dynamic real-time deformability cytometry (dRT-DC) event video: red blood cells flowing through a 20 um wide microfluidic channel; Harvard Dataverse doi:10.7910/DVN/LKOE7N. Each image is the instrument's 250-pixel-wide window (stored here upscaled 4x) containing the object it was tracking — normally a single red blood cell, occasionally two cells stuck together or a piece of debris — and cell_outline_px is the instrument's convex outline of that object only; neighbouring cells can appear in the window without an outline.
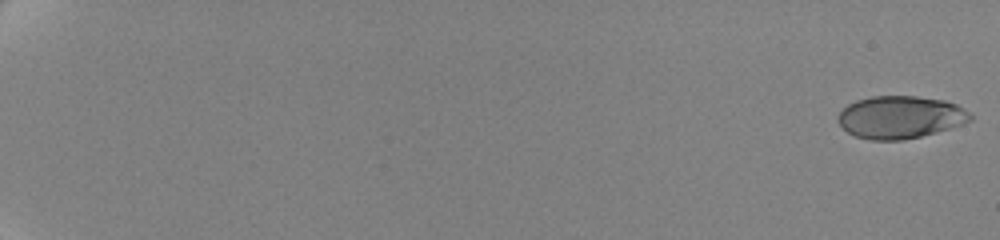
{"species": "human", "species_latin": "Homo sapiens", "temperature_condition": "cold", "stored_images_in_passage": 37, "camera_frame_rate_fps": 3000, "um_per_image_px": 0.085, "donor": {"sex": "female"}, "frame": {"image": 1, "passage_image": 1, "time_ms": 0.0, "image_size_px": [1000, 240], "cell_outline_px": [[972, 120], [948, 128], [920, 136], [900, 140], [868, 140], [856, 136], [848, 132], [836, 120], [836, 116], [848, 104], [856, 100], [872, 96], [916, 96], [944, 100], [956, 104], [964, 108], [972, 116]], "centroid_in_image_um": [76.49, 9.95], "position_along_channel_um": 8.5, "area_um2": 32.6}}
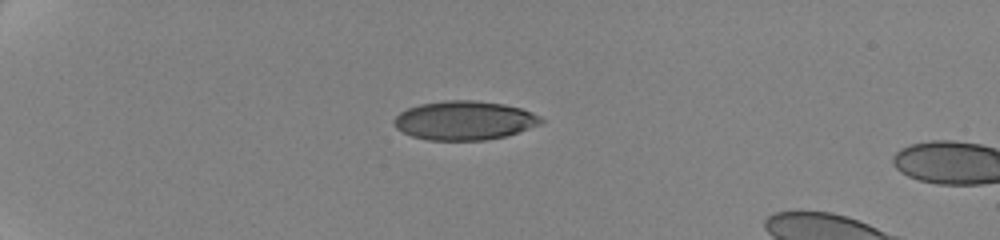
{"frame": {"image": 2, "passage_image": 33, "time_ms": 6.0, "image_size_px": [1000, 240], "cell_outline_px": [[544, 120], [540, 124], [504, 136], [484, 140], [428, 140], [412, 136], [396, 128], [392, 124], [392, 120], [400, 112], [408, 108], [420, 104], [444, 100], [476, 100], [504, 104], [520, 108], [532, 112], [540, 116]], "centroid_in_image_um": [39.44, 10.23], "position_along_channel_um": 45.6, "area_um2": 33.29}}